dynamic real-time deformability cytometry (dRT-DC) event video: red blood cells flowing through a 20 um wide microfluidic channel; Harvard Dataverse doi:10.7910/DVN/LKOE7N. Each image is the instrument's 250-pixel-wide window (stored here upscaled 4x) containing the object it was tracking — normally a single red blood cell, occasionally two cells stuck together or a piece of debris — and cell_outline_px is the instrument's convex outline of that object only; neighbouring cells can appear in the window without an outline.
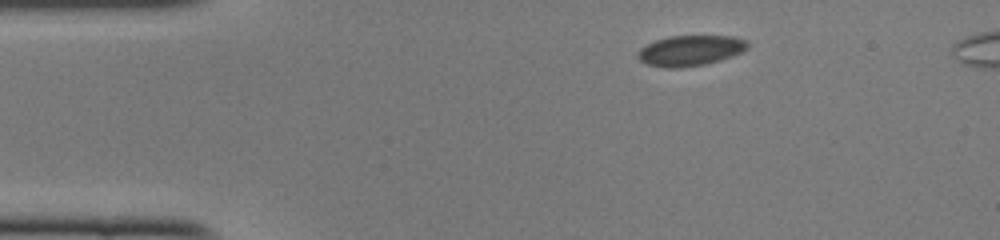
{"species": "common noctule bat (a hibernating species)", "species_latin": "Nyctalus noctula", "temperature_condition": "cold", "stored_images_in_passage": 42, "segment_of_instrument_passage": [1, 2], "camera_frame_rate_fps": 3000, "um_per_image_px": 0.085, "animal": {"sex": "female", "body_mass_g": 22.0, "forearm_length_mm": 56.7}, "frame": {"image": 1, "passage_image": 1, "time_ms": 0.0, "image_size_px": [1000, 240], "cell_outline_px": [[748, 48], [740, 52], [720, 60], [704, 64], [680, 68], [668, 68], [648, 64], [640, 60], [636, 56], [640, 48], [656, 40], [668, 36], [732, 36], [748, 40]], "centroid_in_image_um": [58.67, 4.29], "position_along_channel_um": 26.3, "area_um2": 19.36}}
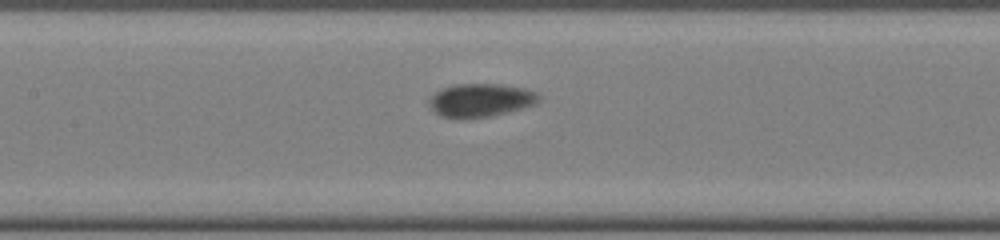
{"frame": {"image": 2, "passage_image": 16, "time_ms": 5.0, "image_size_px": [1000, 240], "cell_outline_px": [[536, 100], [532, 104], [520, 108], [504, 112], [484, 116], [444, 116], [436, 112], [432, 108], [432, 96], [436, 92], [444, 88], [456, 84], [500, 84], [524, 88], [536, 92]], "centroid_in_image_um": [40.86, 8.46], "position_along_channel_um": 166.5, "area_um2": 19.83}}
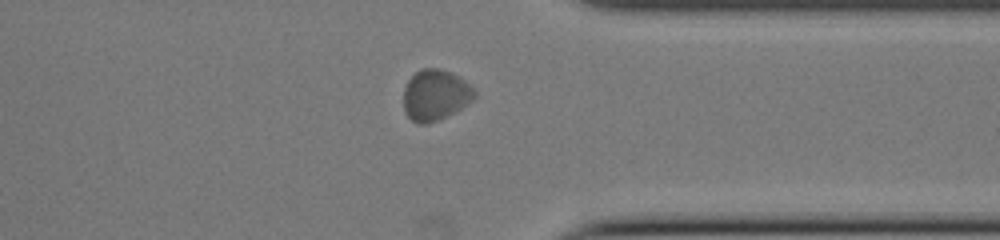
{"frame": {"image": 3, "passage_image": 32, "time_ms": 10.333, "image_size_px": [1000, 240], "cell_outline_px": [[476, 96], [468, 104], [428, 124], [416, 124], [404, 112], [404, 88], [408, 80], [420, 68], [440, 68], [452, 72], [460, 76], [476, 92]], "centroid_in_image_um": [36.99, 8.06], "position_along_channel_um": 374.4, "area_um2": 20.98}}